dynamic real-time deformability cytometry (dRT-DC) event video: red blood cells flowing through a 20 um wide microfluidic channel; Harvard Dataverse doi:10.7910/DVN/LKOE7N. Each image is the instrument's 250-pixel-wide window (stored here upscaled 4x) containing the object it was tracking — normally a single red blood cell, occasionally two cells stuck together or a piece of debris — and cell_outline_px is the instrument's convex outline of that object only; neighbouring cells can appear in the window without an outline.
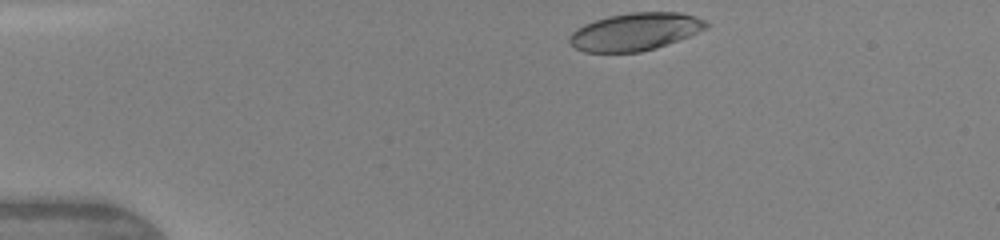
{"species": "human", "species_latin": "Homo sapiens", "temperature_condition": "warm", "stored_images_in_passage": 2, "camera_frame_rate_fps": 3000, "um_per_image_px": 0.085, "donor": {"sex": "female"}, "frame": {"image": 1, "passage_image": 1, "time_ms": 0.0, "image_size_px": [1000, 240], "cell_outline_px": [[708, 28], [688, 36], [656, 48], [640, 52], [584, 52], [576, 48], [568, 40], [568, 36], [576, 28], [584, 24], [608, 16], [632, 12], [680, 12], [696, 16], [704, 20], [708, 24]], "centroid_in_image_um": [53.98, 2.69], "position_along_channel_um": 31.0, "area_um2": 29.88}}